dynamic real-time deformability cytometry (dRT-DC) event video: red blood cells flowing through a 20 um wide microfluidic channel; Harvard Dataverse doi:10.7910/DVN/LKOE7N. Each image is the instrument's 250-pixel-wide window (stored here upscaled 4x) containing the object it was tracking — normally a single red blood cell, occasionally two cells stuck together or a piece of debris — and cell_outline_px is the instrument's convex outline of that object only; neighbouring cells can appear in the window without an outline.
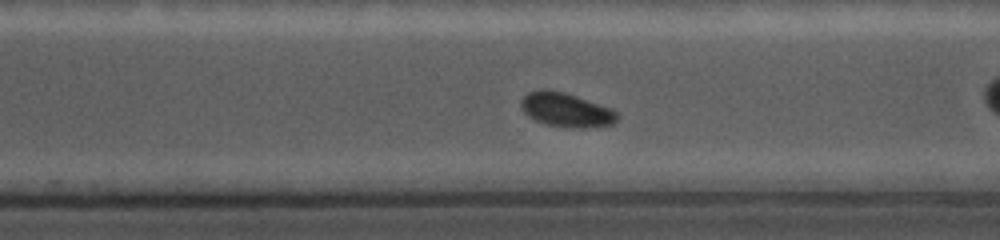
{"species": "common noctule bat (a hibernating species)", "species_latin": "Nyctalus noctula", "temperature_condition": "cold", "stored_images_in_passage": 24, "camera_frame_rate_fps": 5000, "um_per_image_px": 0.085, "animal": {"sex": "female", "body_mass_g": 19.0, "forearm_length_mm": 56.7}, "frame": {"image": 1, "passage_image": 17, "time_ms": 7.0, "image_size_px": [1000, 240], "cell_outline_px": [[620, 116], [612, 124], [584, 128], [580, 128], [548, 124], [536, 120], [528, 116], [520, 108], [520, 100], [528, 92], [540, 88], [548, 88], [564, 92], [612, 108]], "centroid_in_image_um": [48.09, 9.31], "position_along_channel_um": 322.5, "area_um2": 19.13}}